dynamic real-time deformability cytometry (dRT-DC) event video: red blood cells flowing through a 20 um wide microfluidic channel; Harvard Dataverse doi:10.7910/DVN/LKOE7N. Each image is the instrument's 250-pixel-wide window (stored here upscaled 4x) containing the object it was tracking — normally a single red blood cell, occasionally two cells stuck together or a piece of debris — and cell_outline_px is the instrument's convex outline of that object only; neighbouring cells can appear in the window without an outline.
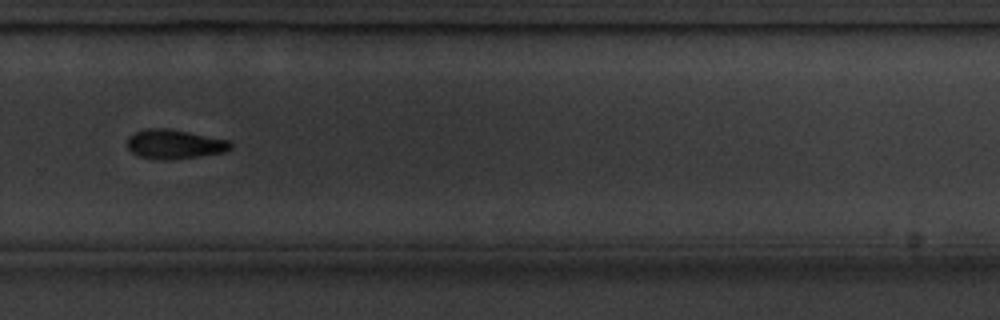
{"species": "common noctule bat (a hibernating species)", "species_latin": "Nyctalus noctula", "temperature_condition": "cold", "stored_images_in_passage": 9, "camera_frame_rate_fps": 3000, "um_per_image_px": 0.085, "animal": {"sex": "male", "body_mass_g": 20.1, "forearm_length_mm": 53.5}, "frame": {"image": 1, "passage_image": 7, "time_ms": 7.0, "image_size_px": [1000, 320], "cell_outline_px": [[232, 148], [228, 152], [164, 160], [160, 160], [140, 156], [132, 152], [128, 148], [128, 136], [136, 132], [148, 128], [168, 128], [228, 140], [232, 144]], "centroid_in_image_um": [14.84, 12.25], "position_along_channel_um": 315.0, "area_um2": 17.46}}
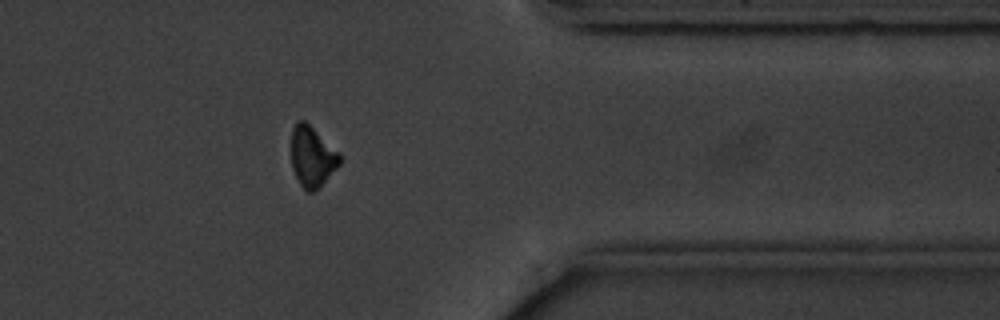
{"frame": {"image": 2, "passage_image": 9, "time_ms": 9.333, "image_size_px": [1000, 320], "cell_outline_px": [[340, 164], [312, 192], [308, 192], [300, 184], [292, 168], [292, 128], [296, 120], [304, 120], [340, 152]], "centroid_in_image_um": [26.52, 13.26], "position_along_channel_um": 384.9, "area_um2": 16.7}}